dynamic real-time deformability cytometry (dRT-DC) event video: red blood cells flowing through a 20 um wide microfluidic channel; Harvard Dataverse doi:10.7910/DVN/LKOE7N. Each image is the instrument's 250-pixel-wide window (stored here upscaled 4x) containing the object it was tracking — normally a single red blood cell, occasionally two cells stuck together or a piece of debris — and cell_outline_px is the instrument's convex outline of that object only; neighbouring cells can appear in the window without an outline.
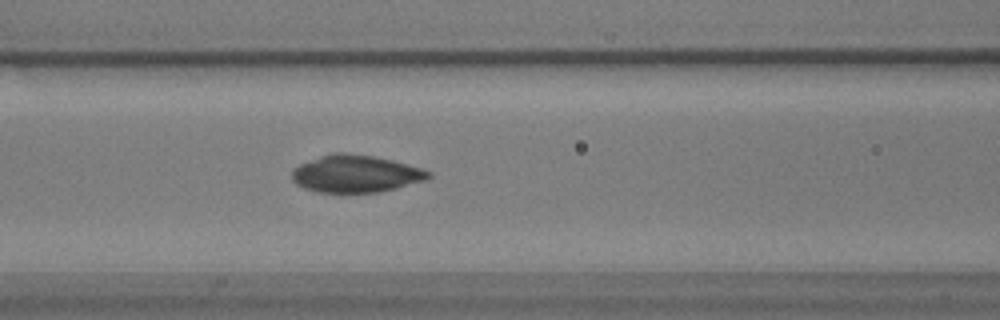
{"species": "common noctule bat (a hibernating species)", "species_latin": "Nyctalus noctula", "temperature_condition": "warm", "stored_images_in_passage": 46, "camera_frame_rate_fps": 3000, "um_per_image_px": 0.085, "animal": {"sex": "male", "body_mass_g": 17.9}, "frame": {"image": 1, "passage_image": 17, "time_ms": 5.333, "image_size_px": [1000, 320], "cell_outline_px": [[432, 176], [428, 180], [380, 192], [316, 192], [304, 188], [296, 184], [292, 180], [292, 172], [300, 164], [320, 156], [336, 152], [344, 152], [372, 156], [392, 160], [420, 168], [432, 172]], "centroid_in_image_um": [30.26, 14.78], "position_along_channel_um": 136.3, "area_um2": 29.59}}
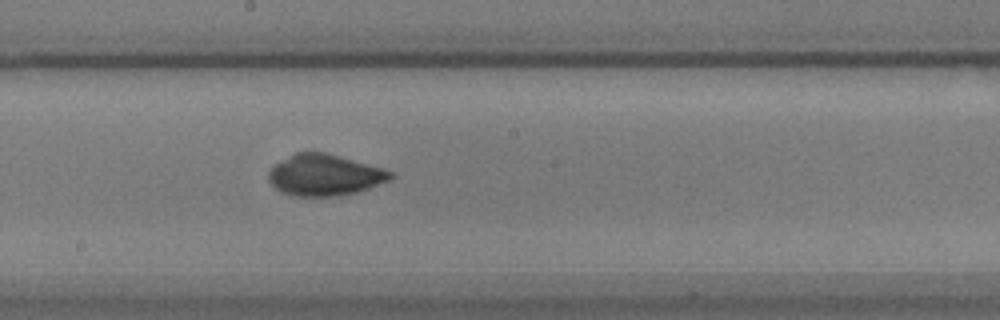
{"frame": {"image": 2, "passage_image": 24, "time_ms": 7.667, "image_size_px": [1000, 320], "cell_outline_px": [[396, 176], [388, 180], [368, 188], [356, 192], [336, 196], [292, 196], [280, 192], [268, 180], [268, 172], [276, 164], [288, 156], [296, 152], [324, 152], [340, 156], [384, 168], [392, 172]], "centroid_in_image_um": [27.59, 14.88], "position_along_channel_um": 220.6, "area_um2": 29.25}}
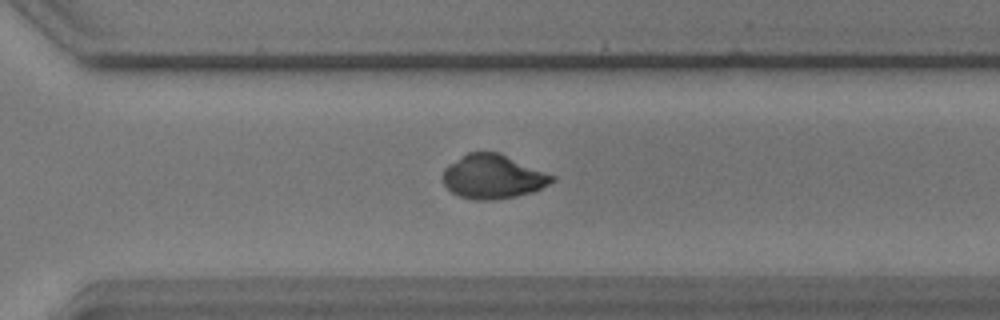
{"frame": {"image": 3, "passage_image": 33, "time_ms": 10.667, "image_size_px": [1000, 320], "cell_outline_px": [[556, 180], [532, 192], [516, 196], [492, 200], [476, 200], [460, 196], [452, 192], [444, 184], [444, 168], [448, 164], [468, 152], [500, 152], [556, 176]], "centroid_in_image_um": [41.92, 15.0], "position_along_channel_um": 328.7, "area_um2": 27.98}, "authors_computed_cell_mechanics": {"area_um2": 28.3509, "velocity_mm_per_s": 3.6177, "shape_relaxation_time_tau1_ms": 7.4855, "shape_relaxation_time_tau2_ms": 0.8437, "deformation_change_tau1": 0.2215, "deformation_change_tau2": 0.0449}}